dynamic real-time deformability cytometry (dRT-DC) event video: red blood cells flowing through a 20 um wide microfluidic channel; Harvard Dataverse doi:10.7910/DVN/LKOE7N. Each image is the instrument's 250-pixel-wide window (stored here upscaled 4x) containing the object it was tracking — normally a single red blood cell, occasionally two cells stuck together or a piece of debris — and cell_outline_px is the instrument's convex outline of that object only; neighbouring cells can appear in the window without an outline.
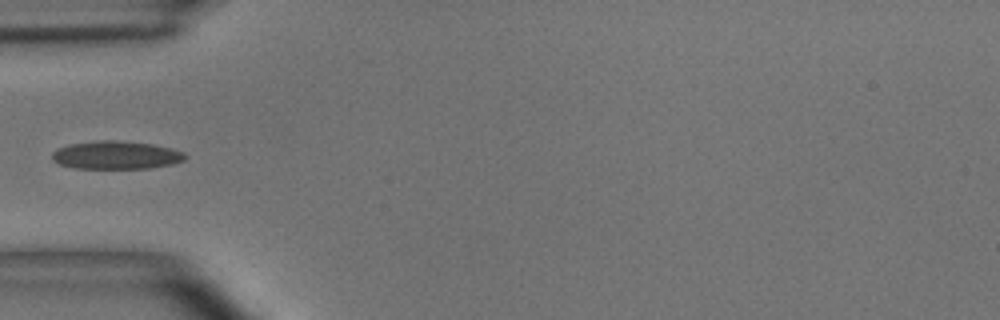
{"species": "common noctule bat (a hibernating species)", "species_latin": "Nyctalus noctula", "temperature_condition": "room temperature", "stored_images_in_passage": 38, "camera_frame_rate_fps": 3000, "um_per_image_px": 0.085, "animal": {"sex": "male", "body_mass_g": 15.6}, "frame": {"image": 1, "passage_image": 1, "time_ms": 0.0, "image_size_px": [1000, 320], "cell_outline_px": [[188, 156], [184, 160], [172, 164], [152, 168], [72, 168], [60, 164], [52, 160], [52, 152], [56, 148], [68, 144], [96, 140], [116, 140], [152, 144], [172, 148], [184, 152]], "centroid_in_image_um": [9.86, 13.18], "position_along_channel_um": 75.1, "area_um2": 22.02}}
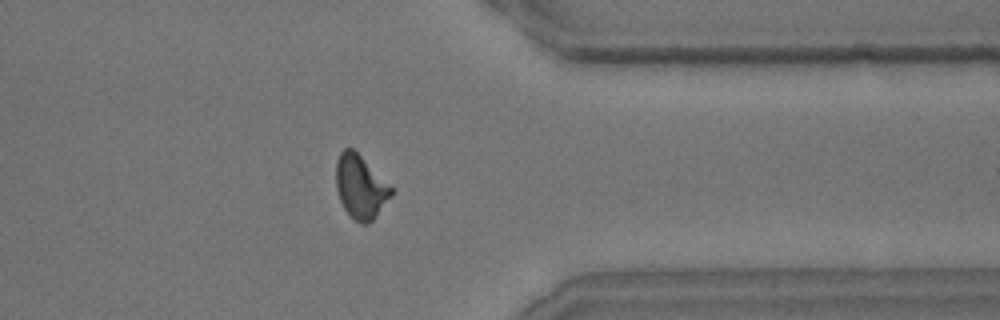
{"frame": {"image": 2, "passage_image": 27, "time_ms": 8.667, "image_size_px": [1000, 320], "cell_outline_px": [[396, 192], [376, 216], [368, 224], [360, 224], [352, 220], [344, 208], [340, 200], [336, 188], [336, 160], [340, 152], [344, 148], [352, 148]], "centroid_in_image_um": [30.63, 15.93], "position_along_channel_um": 380.8, "area_um2": 20.4}}
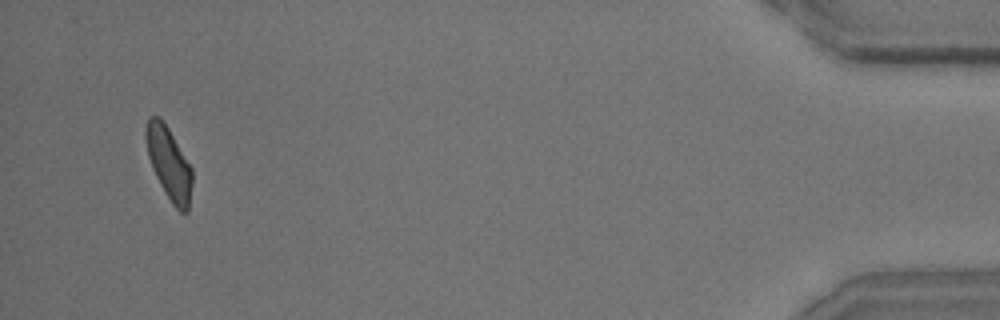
{"frame": {"image": 3, "passage_image": 36, "time_ms": 11.667, "image_size_px": [1000, 320], "cell_outline_px": [[192, 184], [188, 212], [180, 212], [172, 204], [160, 184], [152, 168], [148, 156], [144, 136], [144, 128], [148, 116], [160, 116], [168, 128], [192, 168]], "centroid_in_image_um": [14.33, 13.85], "position_along_channel_um": 420.9, "area_um2": 19.59}}